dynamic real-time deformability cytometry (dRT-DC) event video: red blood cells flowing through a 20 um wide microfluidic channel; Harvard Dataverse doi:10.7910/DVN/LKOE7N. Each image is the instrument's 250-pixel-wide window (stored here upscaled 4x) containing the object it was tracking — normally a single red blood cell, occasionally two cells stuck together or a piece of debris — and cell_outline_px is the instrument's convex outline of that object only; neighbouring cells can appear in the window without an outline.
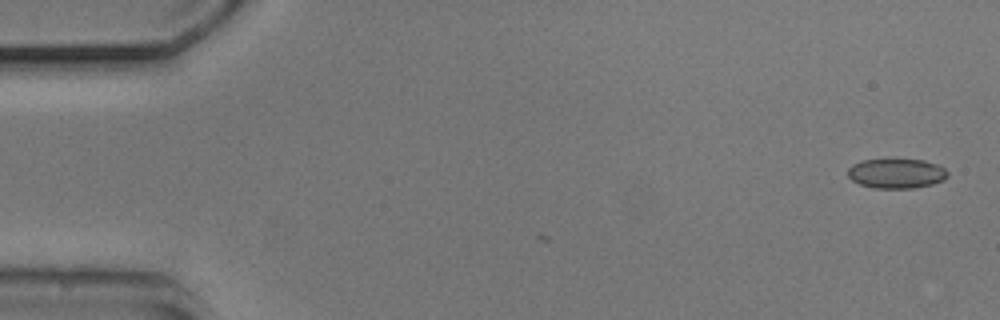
{"species": "common noctule bat (a hibernating species)", "species_latin": "Nyctalus noctula", "temperature_condition": "cold", "stored_images_in_passage": 3, "camera_frame_rate_fps": 3000, "um_per_image_px": 0.085, "animal": {"sex": "male", "body_mass_g": 20.5, "forearm_length_mm": 52.5}, "frame": {"image": 1, "passage_image": 3, "time_ms": 0.667, "image_size_px": [1000, 320], "cell_outline_px": [[948, 176], [944, 180], [932, 184], [912, 188], [872, 188], [860, 184], [852, 180], [848, 176], [848, 168], [852, 164], [860, 160], [888, 156], [892, 156], [924, 160], [936, 164], [944, 168], [948, 172]], "centroid_in_image_um": [76.16, 14.68], "position_along_channel_um": 8.8, "area_um2": 18.21}}